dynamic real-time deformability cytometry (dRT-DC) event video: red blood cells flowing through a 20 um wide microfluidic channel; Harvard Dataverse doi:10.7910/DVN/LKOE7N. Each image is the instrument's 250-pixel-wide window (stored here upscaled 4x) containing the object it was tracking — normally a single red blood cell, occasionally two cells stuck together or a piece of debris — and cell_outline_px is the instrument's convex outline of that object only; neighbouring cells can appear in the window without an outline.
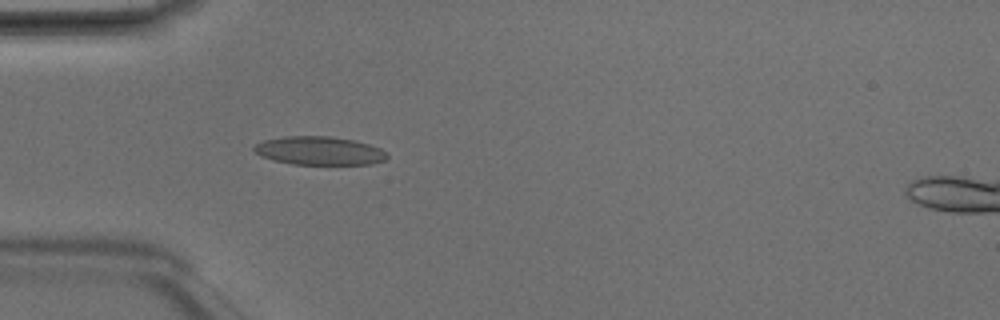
{"species": "Egyptian fruit bat (a non-hibernating species)", "species_latin": "Rousettus aegyptiacus", "temperature_condition": "room temperature", "stored_images_in_passage": 4, "camera_frame_rate_fps": 3000, "um_per_image_px": 0.085, "animal": {"sex": "male"}, "frame": {"image": 1, "passage_image": 4, "time_ms": 1.0, "image_size_px": [1000, 320], "cell_outline_px": [[388, 156], [384, 160], [372, 164], [292, 164], [260, 156], [252, 148], [256, 144], [264, 140], [284, 136], [328, 136], [352, 140], [368, 144], [380, 148], [388, 152]], "centroid_in_image_um": [27.15, 12.81], "position_along_channel_um": 57.9, "area_um2": 21.91}}